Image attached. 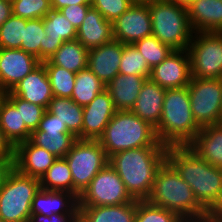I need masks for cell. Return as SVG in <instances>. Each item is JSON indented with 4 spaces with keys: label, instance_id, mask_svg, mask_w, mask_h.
Segmentation results:
<instances>
[{
    "label": "cell",
    "instance_id": "1",
    "mask_svg": "<svg viewBox=\"0 0 222 222\" xmlns=\"http://www.w3.org/2000/svg\"><path fill=\"white\" fill-rule=\"evenodd\" d=\"M167 161L189 184L197 202L210 215H222V168L204 161L187 145L168 146Z\"/></svg>",
    "mask_w": 222,
    "mask_h": 222
},
{
    "label": "cell",
    "instance_id": "2",
    "mask_svg": "<svg viewBox=\"0 0 222 222\" xmlns=\"http://www.w3.org/2000/svg\"><path fill=\"white\" fill-rule=\"evenodd\" d=\"M167 160V147H140L119 151L109 157V164L125 184L130 196L147 200L158 169Z\"/></svg>",
    "mask_w": 222,
    "mask_h": 222
},
{
    "label": "cell",
    "instance_id": "3",
    "mask_svg": "<svg viewBox=\"0 0 222 222\" xmlns=\"http://www.w3.org/2000/svg\"><path fill=\"white\" fill-rule=\"evenodd\" d=\"M147 201L177 214L185 222L202 220L211 216L197 202L189 184L181 178L167 160L158 169Z\"/></svg>",
    "mask_w": 222,
    "mask_h": 222
},
{
    "label": "cell",
    "instance_id": "4",
    "mask_svg": "<svg viewBox=\"0 0 222 222\" xmlns=\"http://www.w3.org/2000/svg\"><path fill=\"white\" fill-rule=\"evenodd\" d=\"M201 130L191 111L188 88L166 89L161 120L155 127L158 141L168 146H186Z\"/></svg>",
    "mask_w": 222,
    "mask_h": 222
},
{
    "label": "cell",
    "instance_id": "5",
    "mask_svg": "<svg viewBox=\"0 0 222 222\" xmlns=\"http://www.w3.org/2000/svg\"><path fill=\"white\" fill-rule=\"evenodd\" d=\"M106 156L140 147H167L158 141L155 128L131 110H117L98 139Z\"/></svg>",
    "mask_w": 222,
    "mask_h": 222
},
{
    "label": "cell",
    "instance_id": "6",
    "mask_svg": "<svg viewBox=\"0 0 222 222\" xmlns=\"http://www.w3.org/2000/svg\"><path fill=\"white\" fill-rule=\"evenodd\" d=\"M152 35L173 50H188L193 30L187 7L165 0H149Z\"/></svg>",
    "mask_w": 222,
    "mask_h": 222
},
{
    "label": "cell",
    "instance_id": "7",
    "mask_svg": "<svg viewBox=\"0 0 222 222\" xmlns=\"http://www.w3.org/2000/svg\"><path fill=\"white\" fill-rule=\"evenodd\" d=\"M39 189V178L25 176L12 167L0 190V217L5 222H28L31 203Z\"/></svg>",
    "mask_w": 222,
    "mask_h": 222
},
{
    "label": "cell",
    "instance_id": "8",
    "mask_svg": "<svg viewBox=\"0 0 222 222\" xmlns=\"http://www.w3.org/2000/svg\"><path fill=\"white\" fill-rule=\"evenodd\" d=\"M64 158L71 170L73 194L77 197L109 161L98 140L77 139Z\"/></svg>",
    "mask_w": 222,
    "mask_h": 222
},
{
    "label": "cell",
    "instance_id": "9",
    "mask_svg": "<svg viewBox=\"0 0 222 222\" xmlns=\"http://www.w3.org/2000/svg\"><path fill=\"white\" fill-rule=\"evenodd\" d=\"M188 52L193 78L222 79V33L195 32Z\"/></svg>",
    "mask_w": 222,
    "mask_h": 222
},
{
    "label": "cell",
    "instance_id": "10",
    "mask_svg": "<svg viewBox=\"0 0 222 222\" xmlns=\"http://www.w3.org/2000/svg\"><path fill=\"white\" fill-rule=\"evenodd\" d=\"M135 201L108 162L79 195L78 206H115Z\"/></svg>",
    "mask_w": 222,
    "mask_h": 222
},
{
    "label": "cell",
    "instance_id": "11",
    "mask_svg": "<svg viewBox=\"0 0 222 222\" xmlns=\"http://www.w3.org/2000/svg\"><path fill=\"white\" fill-rule=\"evenodd\" d=\"M187 88L196 123L200 127L221 124L222 79L192 77Z\"/></svg>",
    "mask_w": 222,
    "mask_h": 222
},
{
    "label": "cell",
    "instance_id": "12",
    "mask_svg": "<svg viewBox=\"0 0 222 222\" xmlns=\"http://www.w3.org/2000/svg\"><path fill=\"white\" fill-rule=\"evenodd\" d=\"M113 37L123 44L135 42L152 35L149 0H135L119 18L112 22Z\"/></svg>",
    "mask_w": 222,
    "mask_h": 222
},
{
    "label": "cell",
    "instance_id": "13",
    "mask_svg": "<svg viewBox=\"0 0 222 222\" xmlns=\"http://www.w3.org/2000/svg\"><path fill=\"white\" fill-rule=\"evenodd\" d=\"M188 50H173L160 64L151 69L150 79L165 89L183 88L191 81Z\"/></svg>",
    "mask_w": 222,
    "mask_h": 222
},
{
    "label": "cell",
    "instance_id": "14",
    "mask_svg": "<svg viewBox=\"0 0 222 222\" xmlns=\"http://www.w3.org/2000/svg\"><path fill=\"white\" fill-rule=\"evenodd\" d=\"M40 64L37 57L21 49L0 48V89L11 91Z\"/></svg>",
    "mask_w": 222,
    "mask_h": 222
},
{
    "label": "cell",
    "instance_id": "15",
    "mask_svg": "<svg viewBox=\"0 0 222 222\" xmlns=\"http://www.w3.org/2000/svg\"><path fill=\"white\" fill-rule=\"evenodd\" d=\"M116 111L107 89L97 94L90 104L83 106L82 140H98Z\"/></svg>",
    "mask_w": 222,
    "mask_h": 222
},
{
    "label": "cell",
    "instance_id": "16",
    "mask_svg": "<svg viewBox=\"0 0 222 222\" xmlns=\"http://www.w3.org/2000/svg\"><path fill=\"white\" fill-rule=\"evenodd\" d=\"M56 159L57 157L46 149L27 140L15 146L13 167L25 176L40 179Z\"/></svg>",
    "mask_w": 222,
    "mask_h": 222
},
{
    "label": "cell",
    "instance_id": "17",
    "mask_svg": "<svg viewBox=\"0 0 222 222\" xmlns=\"http://www.w3.org/2000/svg\"><path fill=\"white\" fill-rule=\"evenodd\" d=\"M123 54V43L113 39L97 48L88 50L89 68L105 86L119 74Z\"/></svg>",
    "mask_w": 222,
    "mask_h": 222
},
{
    "label": "cell",
    "instance_id": "18",
    "mask_svg": "<svg viewBox=\"0 0 222 222\" xmlns=\"http://www.w3.org/2000/svg\"><path fill=\"white\" fill-rule=\"evenodd\" d=\"M10 92L21 99L46 109L53 98L50 81L42 63L23 78Z\"/></svg>",
    "mask_w": 222,
    "mask_h": 222
},
{
    "label": "cell",
    "instance_id": "19",
    "mask_svg": "<svg viewBox=\"0 0 222 222\" xmlns=\"http://www.w3.org/2000/svg\"><path fill=\"white\" fill-rule=\"evenodd\" d=\"M187 12L194 33H222V0H193Z\"/></svg>",
    "mask_w": 222,
    "mask_h": 222
},
{
    "label": "cell",
    "instance_id": "20",
    "mask_svg": "<svg viewBox=\"0 0 222 222\" xmlns=\"http://www.w3.org/2000/svg\"><path fill=\"white\" fill-rule=\"evenodd\" d=\"M44 61L49 60L65 41L77 39V29L59 11L51 10L44 18Z\"/></svg>",
    "mask_w": 222,
    "mask_h": 222
},
{
    "label": "cell",
    "instance_id": "21",
    "mask_svg": "<svg viewBox=\"0 0 222 222\" xmlns=\"http://www.w3.org/2000/svg\"><path fill=\"white\" fill-rule=\"evenodd\" d=\"M113 39L112 22L107 21L98 10L91 7L77 29V40L90 50Z\"/></svg>",
    "mask_w": 222,
    "mask_h": 222
},
{
    "label": "cell",
    "instance_id": "22",
    "mask_svg": "<svg viewBox=\"0 0 222 222\" xmlns=\"http://www.w3.org/2000/svg\"><path fill=\"white\" fill-rule=\"evenodd\" d=\"M165 92V88L146 79L131 111L155 128L161 120Z\"/></svg>",
    "mask_w": 222,
    "mask_h": 222
},
{
    "label": "cell",
    "instance_id": "23",
    "mask_svg": "<svg viewBox=\"0 0 222 222\" xmlns=\"http://www.w3.org/2000/svg\"><path fill=\"white\" fill-rule=\"evenodd\" d=\"M187 146L204 161L222 168V124L201 127Z\"/></svg>",
    "mask_w": 222,
    "mask_h": 222
},
{
    "label": "cell",
    "instance_id": "24",
    "mask_svg": "<svg viewBox=\"0 0 222 222\" xmlns=\"http://www.w3.org/2000/svg\"><path fill=\"white\" fill-rule=\"evenodd\" d=\"M146 77L117 74L106 86L116 110L129 111L136 102Z\"/></svg>",
    "mask_w": 222,
    "mask_h": 222
},
{
    "label": "cell",
    "instance_id": "25",
    "mask_svg": "<svg viewBox=\"0 0 222 222\" xmlns=\"http://www.w3.org/2000/svg\"><path fill=\"white\" fill-rule=\"evenodd\" d=\"M78 207V197L66 191L39 189L31 203V213L42 215L72 213Z\"/></svg>",
    "mask_w": 222,
    "mask_h": 222
},
{
    "label": "cell",
    "instance_id": "26",
    "mask_svg": "<svg viewBox=\"0 0 222 222\" xmlns=\"http://www.w3.org/2000/svg\"><path fill=\"white\" fill-rule=\"evenodd\" d=\"M136 201L115 206H79V222H135Z\"/></svg>",
    "mask_w": 222,
    "mask_h": 222
},
{
    "label": "cell",
    "instance_id": "27",
    "mask_svg": "<svg viewBox=\"0 0 222 222\" xmlns=\"http://www.w3.org/2000/svg\"><path fill=\"white\" fill-rule=\"evenodd\" d=\"M0 128L15 147L30 139L31 131L25 126L16 106L5 96L0 103Z\"/></svg>",
    "mask_w": 222,
    "mask_h": 222
},
{
    "label": "cell",
    "instance_id": "28",
    "mask_svg": "<svg viewBox=\"0 0 222 222\" xmlns=\"http://www.w3.org/2000/svg\"><path fill=\"white\" fill-rule=\"evenodd\" d=\"M58 117L62 124L77 138L82 140L83 107L71 98L53 96L46 109Z\"/></svg>",
    "mask_w": 222,
    "mask_h": 222
},
{
    "label": "cell",
    "instance_id": "29",
    "mask_svg": "<svg viewBox=\"0 0 222 222\" xmlns=\"http://www.w3.org/2000/svg\"><path fill=\"white\" fill-rule=\"evenodd\" d=\"M49 61L53 65L63 67L77 74L80 70L87 68L88 50L77 39L65 41L56 50Z\"/></svg>",
    "mask_w": 222,
    "mask_h": 222
},
{
    "label": "cell",
    "instance_id": "30",
    "mask_svg": "<svg viewBox=\"0 0 222 222\" xmlns=\"http://www.w3.org/2000/svg\"><path fill=\"white\" fill-rule=\"evenodd\" d=\"M39 180L41 189L73 193L71 170L64 157L57 158Z\"/></svg>",
    "mask_w": 222,
    "mask_h": 222
},
{
    "label": "cell",
    "instance_id": "31",
    "mask_svg": "<svg viewBox=\"0 0 222 222\" xmlns=\"http://www.w3.org/2000/svg\"><path fill=\"white\" fill-rule=\"evenodd\" d=\"M106 89L104 83L89 69L80 70L75 77L71 99L80 106H86Z\"/></svg>",
    "mask_w": 222,
    "mask_h": 222
},
{
    "label": "cell",
    "instance_id": "32",
    "mask_svg": "<svg viewBox=\"0 0 222 222\" xmlns=\"http://www.w3.org/2000/svg\"><path fill=\"white\" fill-rule=\"evenodd\" d=\"M34 145L46 149L57 158L65 157L77 138L72 133H44L39 130L31 132L29 139Z\"/></svg>",
    "mask_w": 222,
    "mask_h": 222
},
{
    "label": "cell",
    "instance_id": "33",
    "mask_svg": "<svg viewBox=\"0 0 222 222\" xmlns=\"http://www.w3.org/2000/svg\"><path fill=\"white\" fill-rule=\"evenodd\" d=\"M46 36L43 18L26 20V26H24V39L21 42L20 49L34 55L43 62L44 40Z\"/></svg>",
    "mask_w": 222,
    "mask_h": 222
},
{
    "label": "cell",
    "instance_id": "34",
    "mask_svg": "<svg viewBox=\"0 0 222 222\" xmlns=\"http://www.w3.org/2000/svg\"><path fill=\"white\" fill-rule=\"evenodd\" d=\"M41 63L46 69L53 96L71 98L76 74L63 67L53 65L49 60Z\"/></svg>",
    "mask_w": 222,
    "mask_h": 222
},
{
    "label": "cell",
    "instance_id": "35",
    "mask_svg": "<svg viewBox=\"0 0 222 222\" xmlns=\"http://www.w3.org/2000/svg\"><path fill=\"white\" fill-rule=\"evenodd\" d=\"M119 73L150 78L151 68L134 44H123Z\"/></svg>",
    "mask_w": 222,
    "mask_h": 222
},
{
    "label": "cell",
    "instance_id": "36",
    "mask_svg": "<svg viewBox=\"0 0 222 222\" xmlns=\"http://www.w3.org/2000/svg\"><path fill=\"white\" fill-rule=\"evenodd\" d=\"M134 45L151 69L155 65L160 64L173 51L169 45L162 43L153 35L144 37L135 42Z\"/></svg>",
    "mask_w": 222,
    "mask_h": 222
},
{
    "label": "cell",
    "instance_id": "37",
    "mask_svg": "<svg viewBox=\"0 0 222 222\" xmlns=\"http://www.w3.org/2000/svg\"><path fill=\"white\" fill-rule=\"evenodd\" d=\"M24 26L26 19L11 15L0 26V48L20 49L24 39Z\"/></svg>",
    "mask_w": 222,
    "mask_h": 222
},
{
    "label": "cell",
    "instance_id": "38",
    "mask_svg": "<svg viewBox=\"0 0 222 222\" xmlns=\"http://www.w3.org/2000/svg\"><path fill=\"white\" fill-rule=\"evenodd\" d=\"M135 222H185L177 214L163 207L150 204L147 200H136Z\"/></svg>",
    "mask_w": 222,
    "mask_h": 222
},
{
    "label": "cell",
    "instance_id": "39",
    "mask_svg": "<svg viewBox=\"0 0 222 222\" xmlns=\"http://www.w3.org/2000/svg\"><path fill=\"white\" fill-rule=\"evenodd\" d=\"M12 15L23 19L44 18L51 10V0H12Z\"/></svg>",
    "mask_w": 222,
    "mask_h": 222
},
{
    "label": "cell",
    "instance_id": "40",
    "mask_svg": "<svg viewBox=\"0 0 222 222\" xmlns=\"http://www.w3.org/2000/svg\"><path fill=\"white\" fill-rule=\"evenodd\" d=\"M5 96L16 106L20 112L25 126L32 132L38 128L46 108L30 103L18 96L13 95L10 91L6 92Z\"/></svg>",
    "mask_w": 222,
    "mask_h": 222
},
{
    "label": "cell",
    "instance_id": "41",
    "mask_svg": "<svg viewBox=\"0 0 222 222\" xmlns=\"http://www.w3.org/2000/svg\"><path fill=\"white\" fill-rule=\"evenodd\" d=\"M135 0H91V7L98 10L103 17L113 22L119 18Z\"/></svg>",
    "mask_w": 222,
    "mask_h": 222
},
{
    "label": "cell",
    "instance_id": "42",
    "mask_svg": "<svg viewBox=\"0 0 222 222\" xmlns=\"http://www.w3.org/2000/svg\"><path fill=\"white\" fill-rule=\"evenodd\" d=\"M37 130L48 133H71L66 124L58 119L57 116L51 114L47 110L45 111L41 121L39 122Z\"/></svg>",
    "mask_w": 222,
    "mask_h": 222
},
{
    "label": "cell",
    "instance_id": "43",
    "mask_svg": "<svg viewBox=\"0 0 222 222\" xmlns=\"http://www.w3.org/2000/svg\"><path fill=\"white\" fill-rule=\"evenodd\" d=\"M28 222H79V206L72 213L42 215L32 213Z\"/></svg>",
    "mask_w": 222,
    "mask_h": 222
},
{
    "label": "cell",
    "instance_id": "44",
    "mask_svg": "<svg viewBox=\"0 0 222 222\" xmlns=\"http://www.w3.org/2000/svg\"><path fill=\"white\" fill-rule=\"evenodd\" d=\"M90 8L91 5H71L61 8L59 11L78 29Z\"/></svg>",
    "mask_w": 222,
    "mask_h": 222
},
{
    "label": "cell",
    "instance_id": "45",
    "mask_svg": "<svg viewBox=\"0 0 222 222\" xmlns=\"http://www.w3.org/2000/svg\"><path fill=\"white\" fill-rule=\"evenodd\" d=\"M14 149L0 128V159H14Z\"/></svg>",
    "mask_w": 222,
    "mask_h": 222
},
{
    "label": "cell",
    "instance_id": "46",
    "mask_svg": "<svg viewBox=\"0 0 222 222\" xmlns=\"http://www.w3.org/2000/svg\"><path fill=\"white\" fill-rule=\"evenodd\" d=\"M71 5H91V0H51V8L59 10Z\"/></svg>",
    "mask_w": 222,
    "mask_h": 222
},
{
    "label": "cell",
    "instance_id": "47",
    "mask_svg": "<svg viewBox=\"0 0 222 222\" xmlns=\"http://www.w3.org/2000/svg\"><path fill=\"white\" fill-rule=\"evenodd\" d=\"M12 15L10 0H0V26Z\"/></svg>",
    "mask_w": 222,
    "mask_h": 222
},
{
    "label": "cell",
    "instance_id": "48",
    "mask_svg": "<svg viewBox=\"0 0 222 222\" xmlns=\"http://www.w3.org/2000/svg\"><path fill=\"white\" fill-rule=\"evenodd\" d=\"M13 160L14 159H0V190L7 173L13 167Z\"/></svg>",
    "mask_w": 222,
    "mask_h": 222
},
{
    "label": "cell",
    "instance_id": "49",
    "mask_svg": "<svg viewBox=\"0 0 222 222\" xmlns=\"http://www.w3.org/2000/svg\"><path fill=\"white\" fill-rule=\"evenodd\" d=\"M191 222H222V215H211L208 218L202 220H195Z\"/></svg>",
    "mask_w": 222,
    "mask_h": 222
},
{
    "label": "cell",
    "instance_id": "50",
    "mask_svg": "<svg viewBox=\"0 0 222 222\" xmlns=\"http://www.w3.org/2000/svg\"><path fill=\"white\" fill-rule=\"evenodd\" d=\"M171 3H177L180 5L188 6L193 0H165Z\"/></svg>",
    "mask_w": 222,
    "mask_h": 222
},
{
    "label": "cell",
    "instance_id": "51",
    "mask_svg": "<svg viewBox=\"0 0 222 222\" xmlns=\"http://www.w3.org/2000/svg\"><path fill=\"white\" fill-rule=\"evenodd\" d=\"M5 94L6 93L0 89V103H1L2 99L5 97Z\"/></svg>",
    "mask_w": 222,
    "mask_h": 222
}]
</instances>
